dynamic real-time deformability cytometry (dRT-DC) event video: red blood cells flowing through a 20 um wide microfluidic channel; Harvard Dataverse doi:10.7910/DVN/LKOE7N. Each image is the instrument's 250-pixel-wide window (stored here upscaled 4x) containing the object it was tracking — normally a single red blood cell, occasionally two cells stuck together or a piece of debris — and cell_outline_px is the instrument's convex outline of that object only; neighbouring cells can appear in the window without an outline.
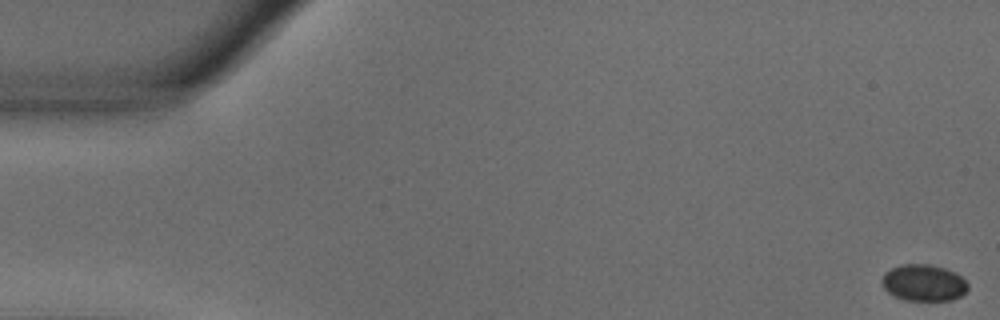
{"species": "common noctule bat (a hibernating species)", "species_latin": "Nyctalus noctula", "temperature_condition": "warm", "stored_images_in_passage": 55, "camera_frame_rate_fps": 3000, "um_per_image_px": 0.085, "animal": {"sex": "male", "body_mass_g": 18.8}, "frame": {"image": 1, "passage_image": 1, "time_ms": 0.0, "image_size_px": [1000, 320], "cell_outline_px": [[968, 288], [960, 296], [952, 300], [904, 300], [888, 292], [880, 284], [880, 280], [884, 272], [900, 264], [928, 264], [944, 268], [956, 272], [968, 284]], "centroid_in_image_um": [78.47, 24.03], "position_along_channel_um": 6.5, "area_um2": 18.38}}
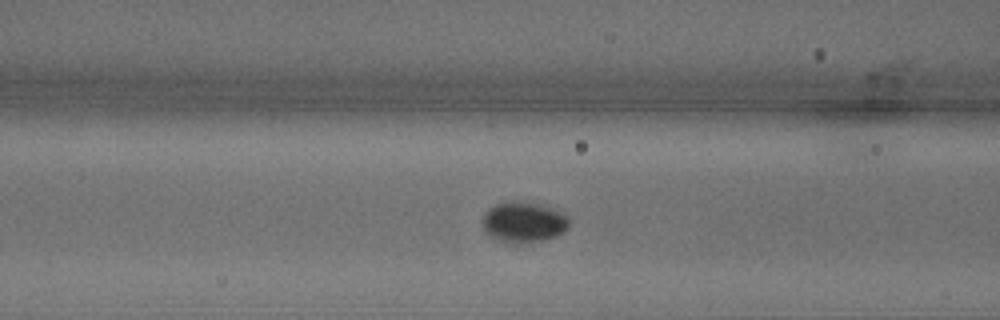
{"frame": {"image": 2, "passage_image": 22, "time_ms": 7.0, "image_size_px": [1000, 320], "cell_outline_px": [[568, 228], [564, 232], [556, 236], [544, 240], [528, 244], [516, 244], [500, 240], [492, 236], [484, 228], [480, 220], [484, 212], [488, 208], [496, 204], [508, 200], [516, 200], [540, 204], [560, 212], [568, 216]], "centroid_in_image_um": [44.49, 18.88], "position_along_channel_um": 122.1, "area_um2": 20.81}}
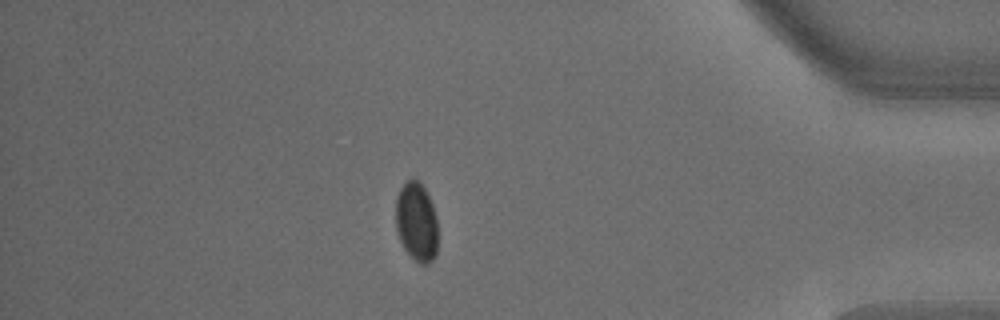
{"frame": {"image": 3, "passage_image": 48, "time_ms": 15.667, "image_size_px": [1000, 320], "cell_outline_px": [[436, 252], [432, 260], [428, 264], [420, 264], [404, 248], [400, 240], [396, 228], [396, 200], [400, 188], [412, 176], [420, 180], [432, 204], [436, 216]], "centroid_in_image_um": [35.39, 18.82], "position_along_channel_um": 399.8, "area_um2": 19.25}, "authors_computed_cell_mechanics": {"area_um2": 19.652, "velocity_mm_per_s": 3.6502, "shape_relaxation_time_tau1_ms": 3.5085, "shape_relaxation_time_tau2_ms": null, "deformation_change_tau1": 0.0513, "deformation_change_tau2": null}}